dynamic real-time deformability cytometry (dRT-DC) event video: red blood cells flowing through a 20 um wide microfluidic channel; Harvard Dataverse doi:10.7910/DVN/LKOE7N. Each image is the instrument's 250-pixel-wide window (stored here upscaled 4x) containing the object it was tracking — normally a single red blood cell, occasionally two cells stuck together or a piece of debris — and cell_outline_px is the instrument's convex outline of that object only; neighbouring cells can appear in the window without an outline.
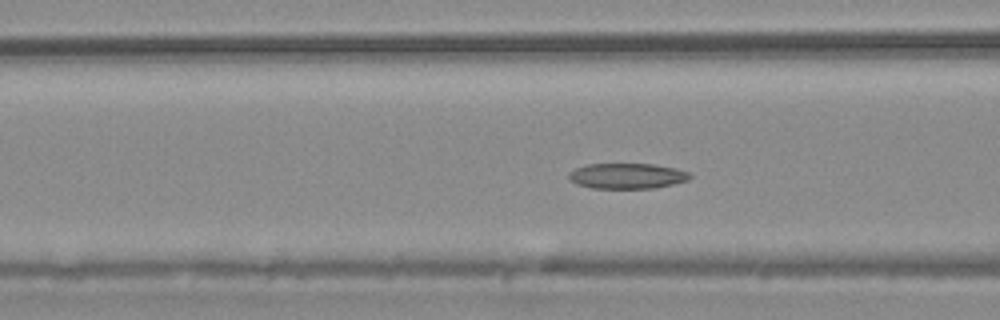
{"species": "common noctule bat (a hibernating species)", "species_latin": "Nyctalus noctula", "temperature_condition": "warm", "stored_images_in_passage": 52, "camera_frame_rate_fps": 3000, "um_per_image_px": 0.085, "animal": {"sex": "male", "body_mass_g": 20.4}, "frame": {"image": 1, "passage_image": 19, "time_ms": 6.0, "image_size_px": [1000, 320], "cell_outline_px": [[692, 176], [688, 180], [672, 184], [652, 188], [592, 188], [576, 184], [568, 180], [568, 172], [576, 168], [588, 164], [652, 164], [676, 168], [688, 172]], "centroid_in_image_um": [53.26, 14.95], "position_along_channel_um": 113.3, "area_um2": 17.98}}
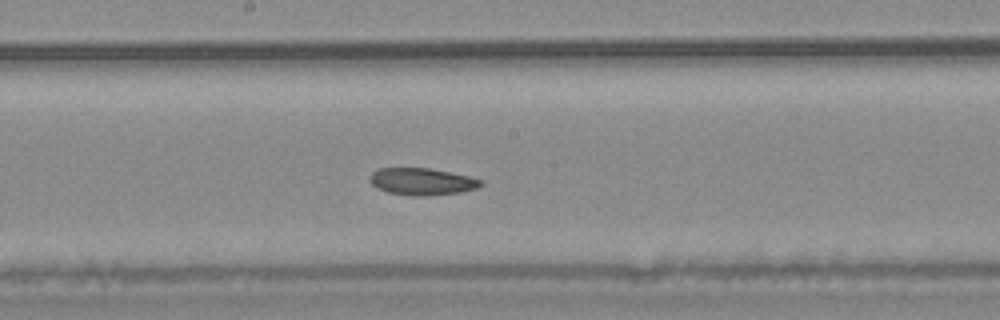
{"frame": {"image": 2, "passage_image": 27, "time_ms": 8.667, "image_size_px": [1000, 320], "cell_outline_px": [[484, 184], [476, 188], [460, 192], [428, 196], [412, 196], [388, 192], [376, 188], [368, 180], [368, 176], [372, 172], [380, 168], [428, 168], [468, 176], [484, 180]], "centroid_in_image_um": [35.84, 15.43], "position_along_channel_um": 212.4, "area_um2": 17.57}}
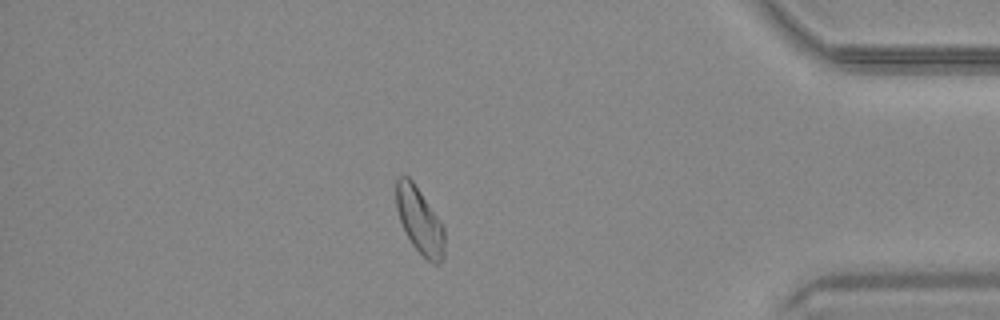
{"frame": {"image": 3, "passage_image": 45, "time_ms": 14.667, "image_size_px": [1000, 320], "cell_outline_px": [[444, 256], [436, 264], [432, 264], [412, 244], [400, 220], [396, 208], [396, 180], [400, 176], [408, 176], [412, 180], [444, 224]], "centroid_in_image_um": [35.68, 18.73], "position_along_channel_um": 399.5, "area_um2": 18.5}, "authors_computed_cell_mechanics": {"area_um2": 18.5827, "velocity_mm_per_s": 3.7144, "shape_relaxation_time_tau1_ms": null, "shape_relaxation_time_tau2_ms": 9.7049, "deformation_change_tau1": null, "deformation_change_tau2": 0.1648}}